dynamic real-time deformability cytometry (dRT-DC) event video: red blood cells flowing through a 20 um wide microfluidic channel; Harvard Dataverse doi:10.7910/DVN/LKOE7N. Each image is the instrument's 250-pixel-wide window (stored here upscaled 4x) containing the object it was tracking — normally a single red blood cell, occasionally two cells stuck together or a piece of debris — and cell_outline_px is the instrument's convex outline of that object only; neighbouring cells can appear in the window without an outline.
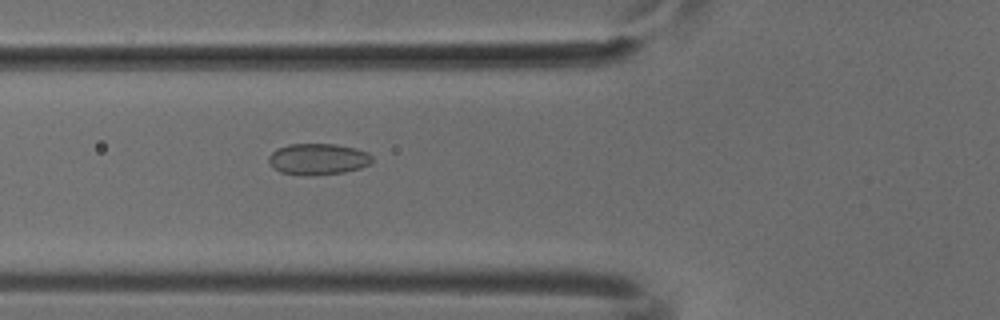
{"species": "common noctule bat (a hibernating species)", "species_latin": "Nyctalus noctula", "temperature_condition": "cold", "stored_images_in_passage": 36, "camera_frame_rate_fps": 3000, "um_per_image_px": 0.085, "animal": {"sex": "male", "body_mass_g": 18.8}, "frame": {"image": 1, "passage_image": 4, "time_ms": 1.0, "image_size_px": [1000, 320], "cell_outline_px": [[372, 160], [368, 164], [360, 168], [344, 172], [308, 176], [280, 172], [272, 168], [268, 160], [268, 156], [276, 148], [288, 144], [336, 144], [356, 148], [368, 152], [372, 156]], "centroid_in_image_um": [27.0, 13.52], "position_along_channel_um": 98.8, "area_um2": 19.02}}
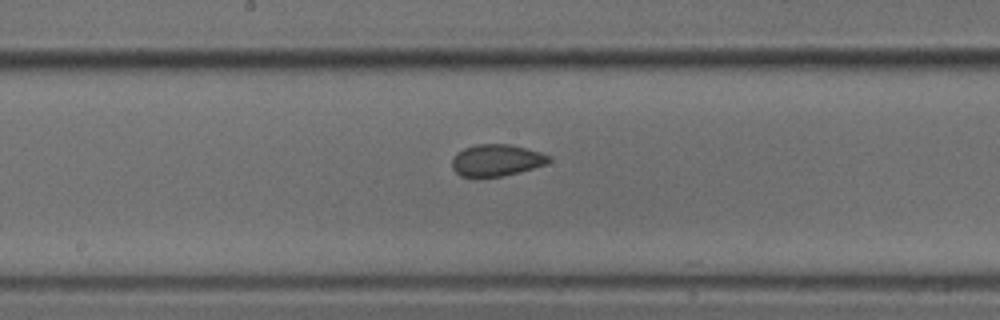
{"frame": {"image": 2, "passage_image": 12, "time_ms": 3.667, "image_size_px": [1000, 320], "cell_outline_px": [[552, 160], [548, 164], [504, 176], [476, 180], [472, 180], [460, 176], [452, 168], [452, 156], [456, 152], [464, 148], [476, 144], [512, 144], [540, 152], [548, 156]], "centroid_in_image_um": [42.14, 13.66], "position_along_channel_um": 206.1, "area_um2": 18.67}}
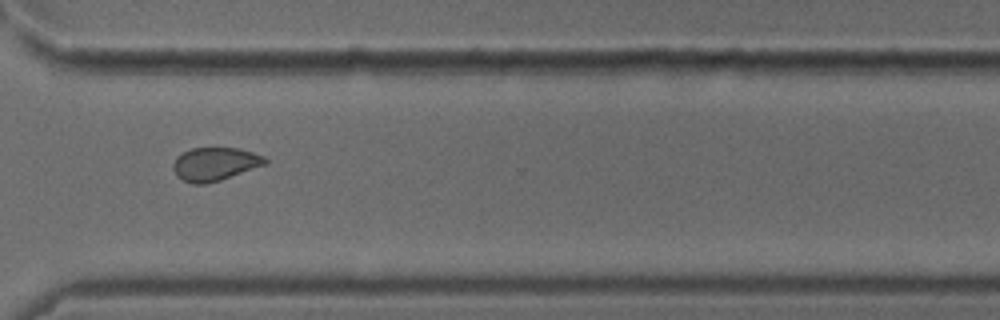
{"frame": {"image": 3, "passage_image": 23, "time_ms": 7.333, "image_size_px": [1000, 320], "cell_outline_px": [[268, 164], [220, 180], [204, 184], [192, 184], [176, 176], [172, 168], [172, 164], [176, 156], [192, 148], [240, 148], [264, 156], [268, 160]], "centroid_in_image_um": [18.27, 13.94], "position_along_channel_um": 352.3, "area_um2": 17.98}}